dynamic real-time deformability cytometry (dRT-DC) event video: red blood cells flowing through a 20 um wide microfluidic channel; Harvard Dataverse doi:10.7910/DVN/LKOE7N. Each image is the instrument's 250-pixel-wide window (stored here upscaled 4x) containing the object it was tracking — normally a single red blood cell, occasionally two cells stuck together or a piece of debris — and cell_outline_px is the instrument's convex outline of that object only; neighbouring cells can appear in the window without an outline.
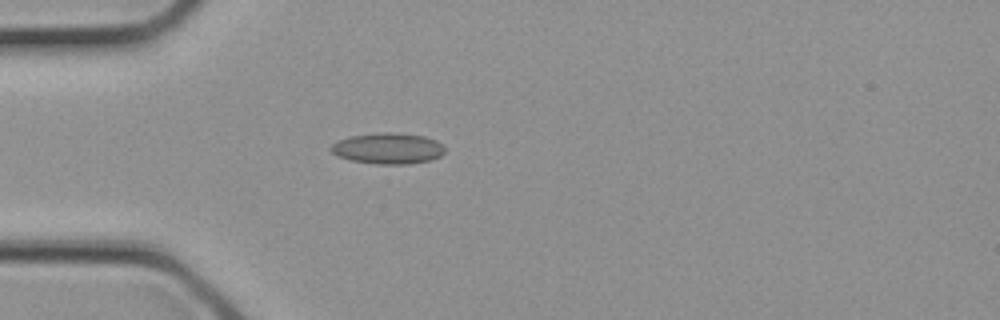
{"species": "common noctule bat (a hibernating species)", "species_latin": "Nyctalus noctula", "temperature_condition": "cold", "stored_images_in_passage": 3, "camera_frame_rate_fps": 3000, "um_per_image_px": 0.085, "animal": {"sex": "female", "body_mass_g": 21.9}, "frame": {"image": 1, "passage_image": 3, "time_ms": 0.667, "image_size_px": [1000, 320], "cell_outline_px": [[444, 152], [440, 156], [432, 160], [408, 164], [376, 164], [352, 160], [336, 156], [328, 148], [332, 144], [348, 136], [384, 132], [392, 132], [424, 136], [436, 140], [444, 144]], "centroid_in_image_um": [32.98, 12.61], "position_along_channel_um": 52.0, "area_um2": 20.69}}